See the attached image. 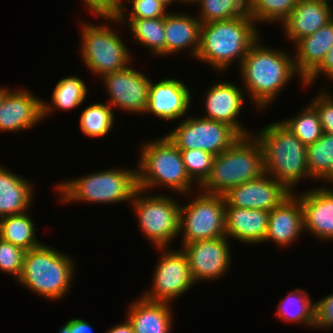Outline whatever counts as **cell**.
<instances>
[{
  "label": "cell",
  "mask_w": 333,
  "mask_h": 333,
  "mask_svg": "<svg viewBox=\"0 0 333 333\" xmlns=\"http://www.w3.org/2000/svg\"><path fill=\"white\" fill-rule=\"evenodd\" d=\"M310 178L333 185V134L324 133L306 148Z\"/></svg>",
  "instance_id": "obj_31"
},
{
  "label": "cell",
  "mask_w": 333,
  "mask_h": 333,
  "mask_svg": "<svg viewBox=\"0 0 333 333\" xmlns=\"http://www.w3.org/2000/svg\"><path fill=\"white\" fill-rule=\"evenodd\" d=\"M298 0H248V15L255 23H283Z\"/></svg>",
  "instance_id": "obj_35"
},
{
  "label": "cell",
  "mask_w": 333,
  "mask_h": 333,
  "mask_svg": "<svg viewBox=\"0 0 333 333\" xmlns=\"http://www.w3.org/2000/svg\"><path fill=\"white\" fill-rule=\"evenodd\" d=\"M270 211L225 207L226 237L245 244L264 243Z\"/></svg>",
  "instance_id": "obj_23"
},
{
  "label": "cell",
  "mask_w": 333,
  "mask_h": 333,
  "mask_svg": "<svg viewBox=\"0 0 333 333\" xmlns=\"http://www.w3.org/2000/svg\"><path fill=\"white\" fill-rule=\"evenodd\" d=\"M317 1H319V2H324V3H327V4L331 5L330 2H331L332 0H317ZM329 1H330V2H329Z\"/></svg>",
  "instance_id": "obj_48"
},
{
  "label": "cell",
  "mask_w": 333,
  "mask_h": 333,
  "mask_svg": "<svg viewBox=\"0 0 333 333\" xmlns=\"http://www.w3.org/2000/svg\"><path fill=\"white\" fill-rule=\"evenodd\" d=\"M189 203L181 204L179 233L181 245L206 239L225 237V199L198 189Z\"/></svg>",
  "instance_id": "obj_10"
},
{
  "label": "cell",
  "mask_w": 333,
  "mask_h": 333,
  "mask_svg": "<svg viewBox=\"0 0 333 333\" xmlns=\"http://www.w3.org/2000/svg\"><path fill=\"white\" fill-rule=\"evenodd\" d=\"M105 85L112 107L131 114H145L148 106V95L151 79L131 65L108 73L100 78Z\"/></svg>",
  "instance_id": "obj_13"
},
{
  "label": "cell",
  "mask_w": 333,
  "mask_h": 333,
  "mask_svg": "<svg viewBox=\"0 0 333 333\" xmlns=\"http://www.w3.org/2000/svg\"><path fill=\"white\" fill-rule=\"evenodd\" d=\"M260 41L250 47L238 68L245 95L258 109L266 110L292 78L298 76L303 86L304 79L295 68L293 54L285 49H269Z\"/></svg>",
  "instance_id": "obj_1"
},
{
  "label": "cell",
  "mask_w": 333,
  "mask_h": 333,
  "mask_svg": "<svg viewBox=\"0 0 333 333\" xmlns=\"http://www.w3.org/2000/svg\"><path fill=\"white\" fill-rule=\"evenodd\" d=\"M199 7L197 18L202 24L248 15V0H195Z\"/></svg>",
  "instance_id": "obj_33"
},
{
  "label": "cell",
  "mask_w": 333,
  "mask_h": 333,
  "mask_svg": "<svg viewBox=\"0 0 333 333\" xmlns=\"http://www.w3.org/2000/svg\"><path fill=\"white\" fill-rule=\"evenodd\" d=\"M303 232H305L303 207L297 192H293L270 211L264 242L272 241L281 248L288 247L301 237Z\"/></svg>",
  "instance_id": "obj_20"
},
{
  "label": "cell",
  "mask_w": 333,
  "mask_h": 333,
  "mask_svg": "<svg viewBox=\"0 0 333 333\" xmlns=\"http://www.w3.org/2000/svg\"><path fill=\"white\" fill-rule=\"evenodd\" d=\"M315 96L310 102L319 114L322 130L333 134V96L325 87Z\"/></svg>",
  "instance_id": "obj_39"
},
{
  "label": "cell",
  "mask_w": 333,
  "mask_h": 333,
  "mask_svg": "<svg viewBox=\"0 0 333 333\" xmlns=\"http://www.w3.org/2000/svg\"><path fill=\"white\" fill-rule=\"evenodd\" d=\"M13 90L7 92L0 105V131L2 133L3 131L17 133L33 129L44 120L43 100L34 96L30 90L20 87Z\"/></svg>",
  "instance_id": "obj_18"
},
{
  "label": "cell",
  "mask_w": 333,
  "mask_h": 333,
  "mask_svg": "<svg viewBox=\"0 0 333 333\" xmlns=\"http://www.w3.org/2000/svg\"><path fill=\"white\" fill-rule=\"evenodd\" d=\"M304 107L293 117L280 122L307 147L321 137L323 130L315 107L310 102Z\"/></svg>",
  "instance_id": "obj_34"
},
{
  "label": "cell",
  "mask_w": 333,
  "mask_h": 333,
  "mask_svg": "<svg viewBox=\"0 0 333 333\" xmlns=\"http://www.w3.org/2000/svg\"><path fill=\"white\" fill-rule=\"evenodd\" d=\"M264 173L261 144L253 134L240 136L228 149L215 156L208 178L198 189L208 194L224 195L229 189Z\"/></svg>",
  "instance_id": "obj_6"
},
{
  "label": "cell",
  "mask_w": 333,
  "mask_h": 333,
  "mask_svg": "<svg viewBox=\"0 0 333 333\" xmlns=\"http://www.w3.org/2000/svg\"><path fill=\"white\" fill-rule=\"evenodd\" d=\"M62 203L89 202L116 204L132 202L138 190L137 171L127 168H111L60 182L55 186ZM61 198V199H60Z\"/></svg>",
  "instance_id": "obj_7"
},
{
  "label": "cell",
  "mask_w": 333,
  "mask_h": 333,
  "mask_svg": "<svg viewBox=\"0 0 333 333\" xmlns=\"http://www.w3.org/2000/svg\"><path fill=\"white\" fill-rule=\"evenodd\" d=\"M26 251L0 238V271L12 275L16 280L20 276Z\"/></svg>",
  "instance_id": "obj_38"
},
{
  "label": "cell",
  "mask_w": 333,
  "mask_h": 333,
  "mask_svg": "<svg viewBox=\"0 0 333 333\" xmlns=\"http://www.w3.org/2000/svg\"><path fill=\"white\" fill-rule=\"evenodd\" d=\"M179 150L199 149L219 155L240 135L228 124L200 117L188 116L165 134Z\"/></svg>",
  "instance_id": "obj_11"
},
{
  "label": "cell",
  "mask_w": 333,
  "mask_h": 333,
  "mask_svg": "<svg viewBox=\"0 0 333 333\" xmlns=\"http://www.w3.org/2000/svg\"><path fill=\"white\" fill-rule=\"evenodd\" d=\"M228 241L225 236L181 245L195 283L213 281L229 272L232 257Z\"/></svg>",
  "instance_id": "obj_14"
},
{
  "label": "cell",
  "mask_w": 333,
  "mask_h": 333,
  "mask_svg": "<svg viewBox=\"0 0 333 333\" xmlns=\"http://www.w3.org/2000/svg\"><path fill=\"white\" fill-rule=\"evenodd\" d=\"M333 19V6L317 0H298L289 17L282 23L284 34L295 44L315 33Z\"/></svg>",
  "instance_id": "obj_21"
},
{
  "label": "cell",
  "mask_w": 333,
  "mask_h": 333,
  "mask_svg": "<svg viewBox=\"0 0 333 333\" xmlns=\"http://www.w3.org/2000/svg\"><path fill=\"white\" fill-rule=\"evenodd\" d=\"M84 5L94 16L116 15L120 0H82Z\"/></svg>",
  "instance_id": "obj_41"
},
{
  "label": "cell",
  "mask_w": 333,
  "mask_h": 333,
  "mask_svg": "<svg viewBox=\"0 0 333 333\" xmlns=\"http://www.w3.org/2000/svg\"><path fill=\"white\" fill-rule=\"evenodd\" d=\"M311 300L305 290L296 288L278 304L277 317L288 323H299L314 329L315 302Z\"/></svg>",
  "instance_id": "obj_30"
},
{
  "label": "cell",
  "mask_w": 333,
  "mask_h": 333,
  "mask_svg": "<svg viewBox=\"0 0 333 333\" xmlns=\"http://www.w3.org/2000/svg\"><path fill=\"white\" fill-rule=\"evenodd\" d=\"M136 300V301H135ZM128 305L126 317L134 333H170L173 325V310L170 303L155 302L143 298Z\"/></svg>",
  "instance_id": "obj_24"
},
{
  "label": "cell",
  "mask_w": 333,
  "mask_h": 333,
  "mask_svg": "<svg viewBox=\"0 0 333 333\" xmlns=\"http://www.w3.org/2000/svg\"><path fill=\"white\" fill-rule=\"evenodd\" d=\"M26 179L0 164V218L30 210L35 189Z\"/></svg>",
  "instance_id": "obj_26"
},
{
  "label": "cell",
  "mask_w": 333,
  "mask_h": 333,
  "mask_svg": "<svg viewBox=\"0 0 333 333\" xmlns=\"http://www.w3.org/2000/svg\"><path fill=\"white\" fill-rule=\"evenodd\" d=\"M110 24H124L129 26L130 33L134 36V40L141 47H146L150 53L155 56H165V33H164V17L162 18H146V19H118L113 16H100ZM113 22V23H111Z\"/></svg>",
  "instance_id": "obj_27"
},
{
  "label": "cell",
  "mask_w": 333,
  "mask_h": 333,
  "mask_svg": "<svg viewBox=\"0 0 333 333\" xmlns=\"http://www.w3.org/2000/svg\"><path fill=\"white\" fill-rule=\"evenodd\" d=\"M321 74L333 81V46L327 51L321 64L304 80V87L314 85Z\"/></svg>",
  "instance_id": "obj_42"
},
{
  "label": "cell",
  "mask_w": 333,
  "mask_h": 333,
  "mask_svg": "<svg viewBox=\"0 0 333 333\" xmlns=\"http://www.w3.org/2000/svg\"><path fill=\"white\" fill-rule=\"evenodd\" d=\"M297 195L303 207L304 231L317 240H333V188L313 187Z\"/></svg>",
  "instance_id": "obj_19"
},
{
  "label": "cell",
  "mask_w": 333,
  "mask_h": 333,
  "mask_svg": "<svg viewBox=\"0 0 333 333\" xmlns=\"http://www.w3.org/2000/svg\"><path fill=\"white\" fill-rule=\"evenodd\" d=\"M332 46L333 19L315 33L294 44V65L304 80L321 64Z\"/></svg>",
  "instance_id": "obj_25"
},
{
  "label": "cell",
  "mask_w": 333,
  "mask_h": 333,
  "mask_svg": "<svg viewBox=\"0 0 333 333\" xmlns=\"http://www.w3.org/2000/svg\"><path fill=\"white\" fill-rule=\"evenodd\" d=\"M187 14L168 12L164 17L165 56L187 49L191 57L196 59L202 23L197 16Z\"/></svg>",
  "instance_id": "obj_22"
},
{
  "label": "cell",
  "mask_w": 333,
  "mask_h": 333,
  "mask_svg": "<svg viewBox=\"0 0 333 333\" xmlns=\"http://www.w3.org/2000/svg\"><path fill=\"white\" fill-rule=\"evenodd\" d=\"M88 93L85 82L77 76H67L60 79L52 90L51 101H43V117L51 115L53 110L69 111L84 103Z\"/></svg>",
  "instance_id": "obj_29"
},
{
  "label": "cell",
  "mask_w": 333,
  "mask_h": 333,
  "mask_svg": "<svg viewBox=\"0 0 333 333\" xmlns=\"http://www.w3.org/2000/svg\"><path fill=\"white\" fill-rule=\"evenodd\" d=\"M253 135L261 144L266 174L283 183L292 193L299 181L312 179L307 147L280 121L264 126Z\"/></svg>",
  "instance_id": "obj_3"
},
{
  "label": "cell",
  "mask_w": 333,
  "mask_h": 333,
  "mask_svg": "<svg viewBox=\"0 0 333 333\" xmlns=\"http://www.w3.org/2000/svg\"><path fill=\"white\" fill-rule=\"evenodd\" d=\"M205 93L204 114L202 118L226 123L240 136L251 135V131L242 126L238 116L243 110L245 92L241 86L229 81L215 82Z\"/></svg>",
  "instance_id": "obj_16"
},
{
  "label": "cell",
  "mask_w": 333,
  "mask_h": 333,
  "mask_svg": "<svg viewBox=\"0 0 333 333\" xmlns=\"http://www.w3.org/2000/svg\"><path fill=\"white\" fill-rule=\"evenodd\" d=\"M291 194L283 183L264 173L257 179L229 189L223 197L225 207L271 211Z\"/></svg>",
  "instance_id": "obj_15"
},
{
  "label": "cell",
  "mask_w": 333,
  "mask_h": 333,
  "mask_svg": "<svg viewBox=\"0 0 333 333\" xmlns=\"http://www.w3.org/2000/svg\"><path fill=\"white\" fill-rule=\"evenodd\" d=\"M188 85L179 79L151 80L148 106L145 114H153L163 120H176L187 116L192 97Z\"/></svg>",
  "instance_id": "obj_17"
},
{
  "label": "cell",
  "mask_w": 333,
  "mask_h": 333,
  "mask_svg": "<svg viewBox=\"0 0 333 333\" xmlns=\"http://www.w3.org/2000/svg\"><path fill=\"white\" fill-rule=\"evenodd\" d=\"M161 4H163L166 8L171 6V3H183L181 0H158Z\"/></svg>",
  "instance_id": "obj_45"
},
{
  "label": "cell",
  "mask_w": 333,
  "mask_h": 333,
  "mask_svg": "<svg viewBox=\"0 0 333 333\" xmlns=\"http://www.w3.org/2000/svg\"><path fill=\"white\" fill-rule=\"evenodd\" d=\"M256 27L249 15L202 24L197 61L201 60L219 73H225L235 59L239 67L250 47L261 36L259 27Z\"/></svg>",
  "instance_id": "obj_2"
},
{
  "label": "cell",
  "mask_w": 333,
  "mask_h": 333,
  "mask_svg": "<svg viewBox=\"0 0 333 333\" xmlns=\"http://www.w3.org/2000/svg\"><path fill=\"white\" fill-rule=\"evenodd\" d=\"M70 257L42 242L25 252L16 281L43 298L60 300L68 293L75 275V263Z\"/></svg>",
  "instance_id": "obj_5"
},
{
  "label": "cell",
  "mask_w": 333,
  "mask_h": 333,
  "mask_svg": "<svg viewBox=\"0 0 333 333\" xmlns=\"http://www.w3.org/2000/svg\"><path fill=\"white\" fill-rule=\"evenodd\" d=\"M86 23L80 24L82 37L79 51L89 72L101 78L132 63V53L109 23Z\"/></svg>",
  "instance_id": "obj_8"
},
{
  "label": "cell",
  "mask_w": 333,
  "mask_h": 333,
  "mask_svg": "<svg viewBox=\"0 0 333 333\" xmlns=\"http://www.w3.org/2000/svg\"><path fill=\"white\" fill-rule=\"evenodd\" d=\"M105 333H134L132 324L126 318V321L111 326Z\"/></svg>",
  "instance_id": "obj_44"
},
{
  "label": "cell",
  "mask_w": 333,
  "mask_h": 333,
  "mask_svg": "<svg viewBox=\"0 0 333 333\" xmlns=\"http://www.w3.org/2000/svg\"><path fill=\"white\" fill-rule=\"evenodd\" d=\"M93 328L88 321L81 318L69 319L58 333H93Z\"/></svg>",
  "instance_id": "obj_43"
},
{
  "label": "cell",
  "mask_w": 333,
  "mask_h": 333,
  "mask_svg": "<svg viewBox=\"0 0 333 333\" xmlns=\"http://www.w3.org/2000/svg\"><path fill=\"white\" fill-rule=\"evenodd\" d=\"M126 2L130 3L132 9L126 14L124 11L127 10V6L124 5L123 0H120L115 15L118 19L162 18L168 13L167 8L158 0H126Z\"/></svg>",
  "instance_id": "obj_37"
},
{
  "label": "cell",
  "mask_w": 333,
  "mask_h": 333,
  "mask_svg": "<svg viewBox=\"0 0 333 333\" xmlns=\"http://www.w3.org/2000/svg\"><path fill=\"white\" fill-rule=\"evenodd\" d=\"M180 151L190 179L200 187L210 174L215 156L199 149Z\"/></svg>",
  "instance_id": "obj_36"
},
{
  "label": "cell",
  "mask_w": 333,
  "mask_h": 333,
  "mask_svg": "<svg viewBox=\"0 0 333 333\" xmlns=\"http://www.w3.org/2000/svg\"><path fill=\"white\" fill-rule=\"evenodd\" d=\"M156 140H149L139 148L137 171L138 189L149 191L155 187H165L178 194H191L192 186L197 185L190 179L181 151L163 135ZM194 184V185H192Z\"/></svg>",
  "instance_id": "obj_4"
},
{
  "label": "cell",
  "mask_w": 333,
  "mask_h": 333,
  "mask_svg": "<svg viewBox=\"0 0 333 333\" xmlns=\"http://www.w3.org/2000/svg\"><path fill=\"white\" fill-rule=\"evenodd\" d=\"M333 328V293L315 302L314 329Z\"/></svg>",
  "instance_id": "obj_40"
},
{
  "label": "cell",
  "mask_w": 333,
  "mask_h": 333,
  "mask_svg": "<svg viewBox=\"0 0 333 333\" xmlns=\"http://www.w3.org/2000/svg\"><path fill=\"white\" fill-rule=\"evenodd\" d=\"M115 114L108 103L96 102L85 107L80 114L79 126L87 137L97 138L109 134L114 127Z\"/></svg>",
  "instance_id": "obj_32"
},
{
  "label": "cell",
  "mask_w": 333,
  "mask_h": 333,
  "mask_svg": "<svg viewBox=\"0 0 333 333\" xmlns=\"http://www.w3.org/2000/svg\"><path fill=\"white\" fill-rule=\"evenodd\" d=\"M156 249L161 254L154 268L152 285L141 296L150 301L171 304L196 283L191 276L187 256L181 248L172 251L170 247Z\"/></svg>",
  "instance_id": "obj_12"
},
{
  "label": "cell",
  "mask_w": 333,
  "mask_h": 333,
  "mask_svg": "<svg viewBox=\"0 0 333 333\" xmlns=\"http://www.w3.org/2000/svg\"><path fill=\"white\" fill-rule=\"evenodd\" d=\"M145 193V194H144ZM138 189L131 208L137 216L141 232L155 248L170 247L179 233L181 203L171 195L150 194Z\"/></svg>",
  "instance_id": "obj_9"
},
{
  "label": "cell",
  "mask_w": 333,
  "mask_h": 333,
  "mask_svg": "<svg viewBox=\"0 0 333 333\" xmlns=\"http://www.w3.org/2000/svg\"><path fill=\"white\" fill-rule=\"evenodd\" d=\"M28 211L0 218V238L24 251L32 250L42 243L36 238V224Z\"/></svg>",
  "instance_id": "obj_28"
},
{
  "label": "cell",
  "mask_w": 333,
  "mask_h": 333,
  "mask_svg": "<svg viewBox=\"0 0 333 333\" xmlns=\"http://www.w3.org/2000/svg\"><path fill=\"white\" fill-rule=\"evenodd\" d=\"M182 2H183V4H192L193 5V2L195 1V0H181Z\"/></svg>",
  "instance_id": "obj_47"
},
{
  "label": "cell",
  "mask_w": 333,
  "mask_h": 333,
  "mask_svg": "<svg viewBox=\"0 0 333 333\" xmlns=\"http://www.w3.org/2000/svg\"><path fill=\"white\" fill-rule=\"evenodd\" d=\"M10 89H8L7 87H1L0 86V105L3 101V99L5 98L7 92L9 91Z\"/></svg>",
  "instance_id": "obj_46"
}]
</instances>
